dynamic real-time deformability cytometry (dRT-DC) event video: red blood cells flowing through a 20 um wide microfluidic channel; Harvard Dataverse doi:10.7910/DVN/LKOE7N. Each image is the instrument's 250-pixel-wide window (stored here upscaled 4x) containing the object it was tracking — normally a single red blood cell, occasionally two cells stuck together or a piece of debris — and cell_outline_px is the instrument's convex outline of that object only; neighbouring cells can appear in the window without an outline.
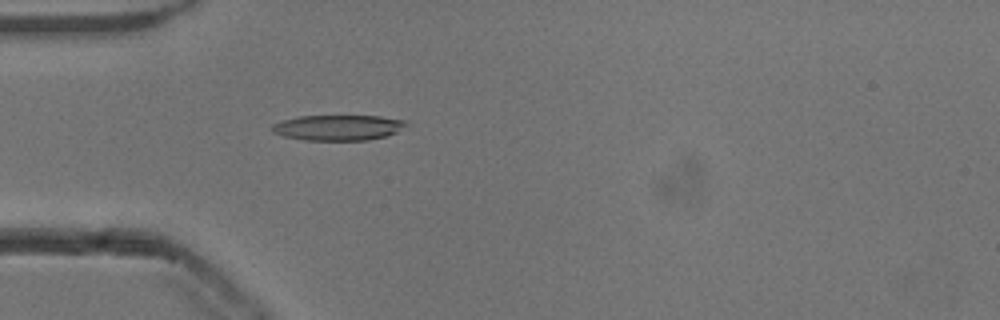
{"species": "common noctule bat (a hibernating species)", "species_latin": "Nyctalus noctula", "temperature_condition": "cold", "stored_images_in_passage": 53, "camera_frame_rate_fps": 3000, "um_per_image_px": 0.085, "animal": {"sex": "male", "body_mass_g": 13.3}, "frame": {"image": 1, "passage_image": 16, "time_ms": 5.0, "image_size_px": [1000, 320], "cell_outline_px": [[408, 124], [396, 132], [388, 136], [368, 140], [304, 140], [284, 136], [272, 132], [272, 124], [284, 120], [300, 116], [380, 116], [408, 120]], "centroid_in_image_um": [28.78, 10.84], "position_along_channel_um": 56.2, "area_um2": 19.94}}
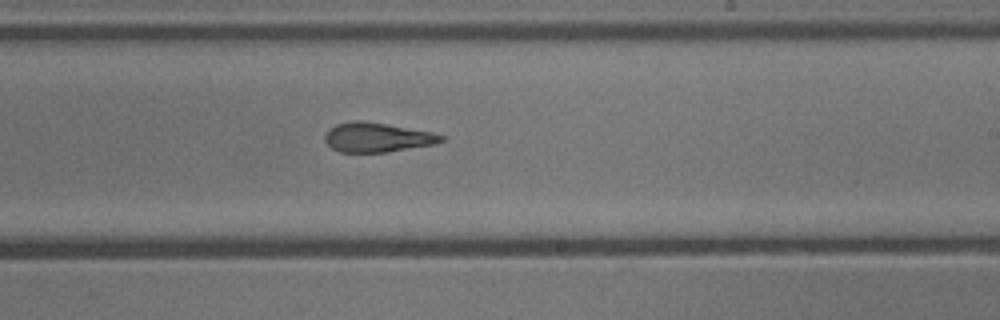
{"frame": {"image": 2, "passage_image": 32, "time_ms": 10.333, "image_size_px": [1000, 320], "cell_outline_px": [[444, 140], [436, 144], [384, 152], [340, 152], [332, 148], [324, 140], [324, 136], [328, 128], [336, 124], [352, 120], [360, 120], [432, 132], [444, 136]], "centroid_in_image_um": [32.02, 11.67], "position_along_channel_um": 257.0, "area_um2": 19.83}}
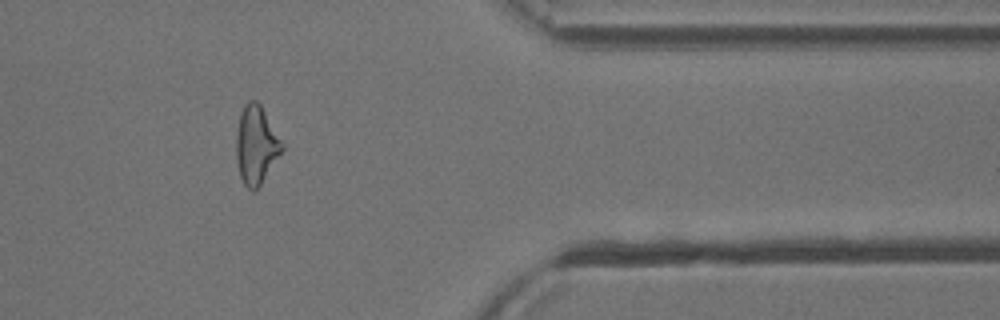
{"frame": {"image": 3, "passage_image": 44, "time_ms": 14.333, "image_size_px": [1000, 320], "cell_outline_px": [[284, 148], [260, 184], [252, 192], [244, 184], [240, 176], [236, 160], [236, 132], [240, 112], [244, 104], [248, 100], [256, 100], [260, 104], [284, 144]], "centroid_in_image_um": [21.75, 12.29], "position_along_channel_um": 389.7, "area_um2": 20.75}, "authors_computed_cell_mechanics": {"area_um2": 20.6924, "velocity_mm_per_s": 3.8567, "shape_relaxation_time_tau1_ms": 5.0156, "shape_relaxation_time_tau2_ms": 2.7877, "deformation_change_tau1": 0.1846, "deformation_change_tau2": 0.1347}}